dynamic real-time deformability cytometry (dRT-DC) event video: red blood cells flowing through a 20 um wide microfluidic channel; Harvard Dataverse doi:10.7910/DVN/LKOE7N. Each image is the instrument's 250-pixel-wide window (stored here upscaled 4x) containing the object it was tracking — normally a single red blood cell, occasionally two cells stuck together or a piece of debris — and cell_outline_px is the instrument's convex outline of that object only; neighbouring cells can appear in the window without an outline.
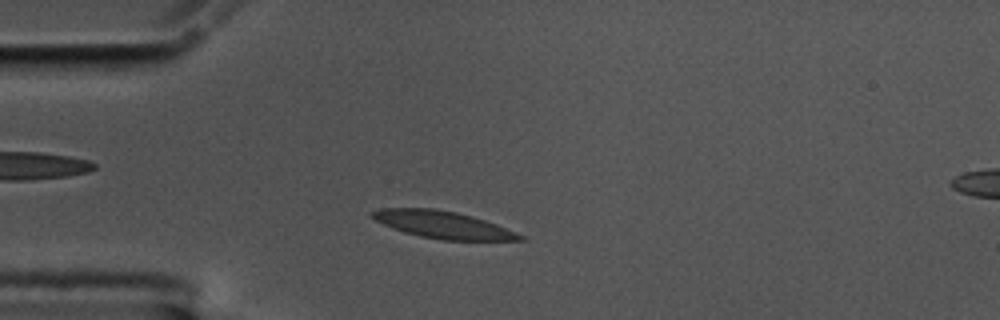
{"species": "common noctule bat (a hibernating species)", "species_latin": "Nyctalus noctula", "temperature_condition": "cold", "stored_images_in_passage": 46, "camera_frame_rate_fps": 3000, "um_per_image_px": 0.085, "animal": {"sex": "male", "body_mass_g": 17.5, "forearm_length_mm": 52.3}, "frame": {"image": 1, "passage_image": 4, "time_ms": 1.0, "image_size_px": [1000, 320], "cell_outline_px": [[524, 240], [440, 240], [420, 236], [404, 232], [392, 228], [376, 220], [372, 216], [372, 212], [380, 208], [432, 208], [456, 212], [472, 216], [496, 224], [524, 236]], "centroid_in_image_um": [37.64, 19.1], "position_along_channel_um": 47.4, "area_um2": 23.12}}
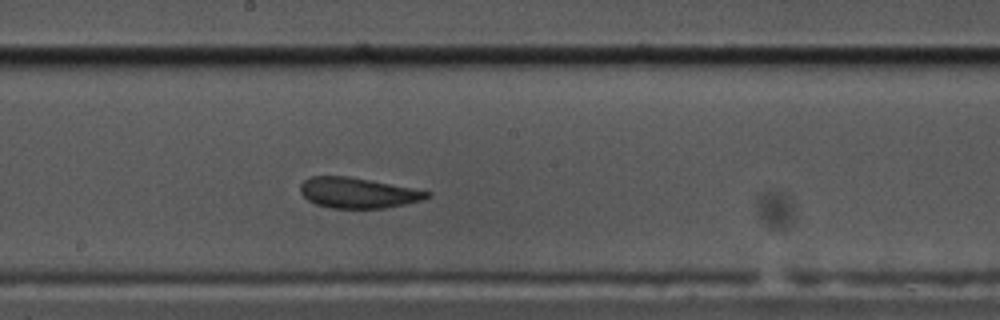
{"frame": {"image": 2, "passage_image": 20, "time_ms": 6.333, "image_size_px": [1000, 320], "cell_outline_px": [[432, 196], [424, 200], [384, 208], [332, 208], [316, 204], [308, 200], [300, 192], [300, 184], [304, 180], [312, 176], [348, 176], [412, 188], [432, 192]], "centroid_in_image_um": [30.43, 16.39], "position_along_channel_um": 217.8, "area_um2": 22.43}}
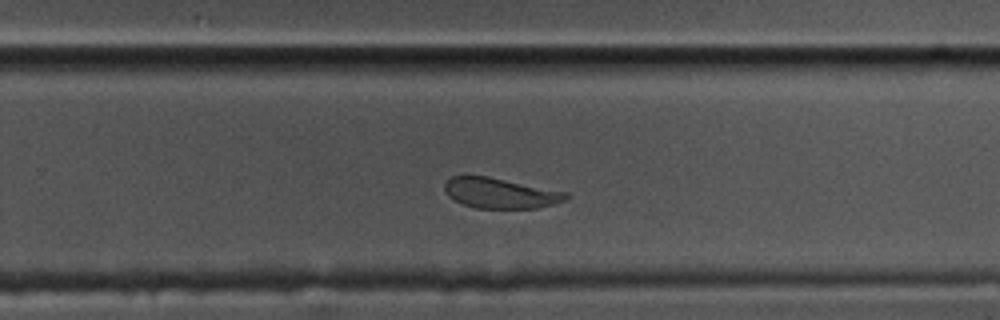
{"frame": {"image": 3, "passage_image": 26, "time_ms": 8.333, "image_size_px": [1000, 320], "cell_outline_px": [[572, 196], [568, 200], [556, 204], [536, 208], [476, 208], [464, 204], [448, 196], [444, 188], [444, 184], [452, 176], [488, 176], [568, 192]], "centroid_in_image_um": [42.61, 16.42], "position_along_channel_um": 287.2, "area_um2": 21.56}, "authors_computed_cell_mechanics": {"area_um2": 23.2934, "velocity_mm_per_s": 3.4748, "shape_relaxation_time_tau1_ms": 5.3629, "shape_relaxation_time_tau2_ms": 1.3724, "deformation_change_tau1": 0.1571, "deformation_change_tau2": 0.056}}